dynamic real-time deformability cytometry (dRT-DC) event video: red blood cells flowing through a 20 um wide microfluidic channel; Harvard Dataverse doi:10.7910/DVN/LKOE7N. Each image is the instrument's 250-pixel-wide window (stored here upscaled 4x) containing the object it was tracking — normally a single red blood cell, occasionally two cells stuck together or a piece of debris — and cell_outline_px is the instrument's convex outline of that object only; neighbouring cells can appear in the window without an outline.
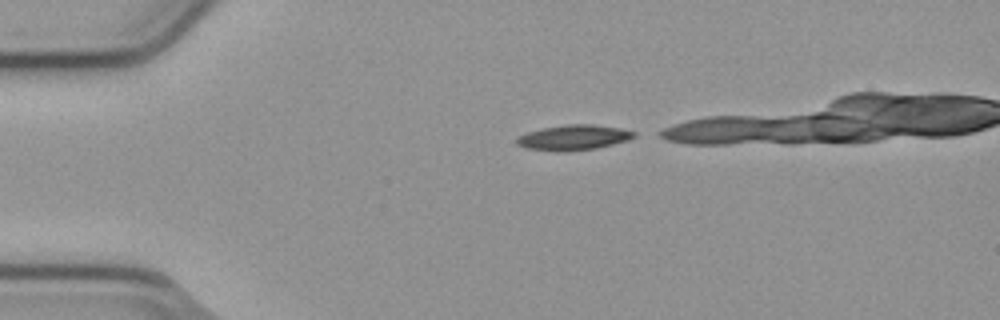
{"species": "common noctule bat (a hibernating species)", "species_latin": "Nyctalus noctula", "temperature_condition": "cold", "stored_images_in_passage": 22, "camera_frame_rate_fps": 3000, "um_per_image_px": 0.085, "animal": {"sex": "male", "body_mass_g": 23.1, "forearm_length_mm": 52.7}, "frame": {"image": 1, "passage_image": 1, "time_ms": 0.0, "image_size_px": [1000, 320], "cell_outline_px": [[636, 136], [628, 140], [596, 148], [564, 152], [556, 152], [524, 148], [516, 144], [516, 140], [520, 136], [528, 132], [544, 128], [568, 124], [592, 124], [620, 128], [636, 132]], "centroid_in_image_um": [48.75, 11.7], "position_along_channel_um": 36.3, "area_um2": 17.22}}
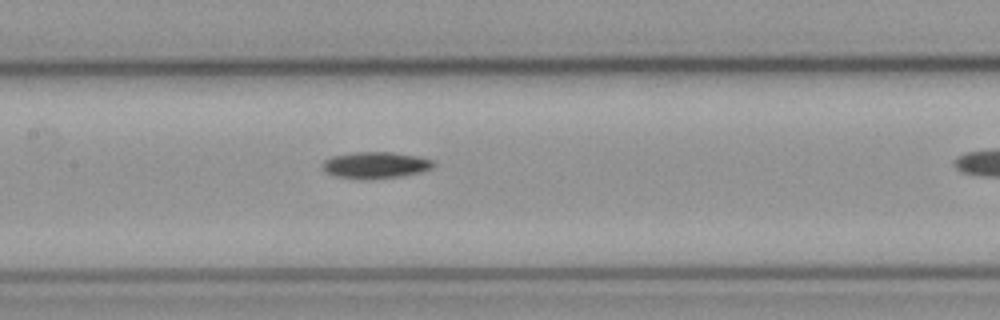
{"frame": {"image": 2, "passage_image": 15, "time_ms": 4.667, "image_size_px": [1000, 320], "cell_outline_px": [[436, 164], [432, 168], [420, 172], [400, 176], [368, 180], [356, 180], [336, 176], [324, 172], [320, 168], [320, 164], [324, 160], [332, 156], [356, 152], [392, 152], [416, 156], [432, 160]], "centroid_in_image_um": [31.84, 14.05], "position_along_channel_um": 175.6, "area_um2": 17.46}}
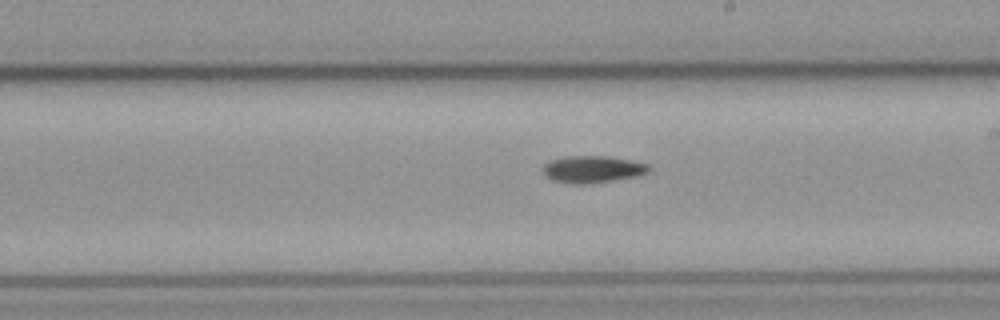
{"frame": {"image": 3, "passage_image": 20, "time_ms": 6.333, "image_size_px": [1000, 320], "cell_outline_px": [[652, 168], [648, 172], [636, 176], [612, 180], [584, 184], [572, 184], [552, 180], [544, 176], [544, 164], [548, 160], [568, 156], [608, 156], [648, 164]], "centroid_in_image_um": [50.33, 14.38], "position_along_channel_um": 238.7, "area_um2": 16.59}}